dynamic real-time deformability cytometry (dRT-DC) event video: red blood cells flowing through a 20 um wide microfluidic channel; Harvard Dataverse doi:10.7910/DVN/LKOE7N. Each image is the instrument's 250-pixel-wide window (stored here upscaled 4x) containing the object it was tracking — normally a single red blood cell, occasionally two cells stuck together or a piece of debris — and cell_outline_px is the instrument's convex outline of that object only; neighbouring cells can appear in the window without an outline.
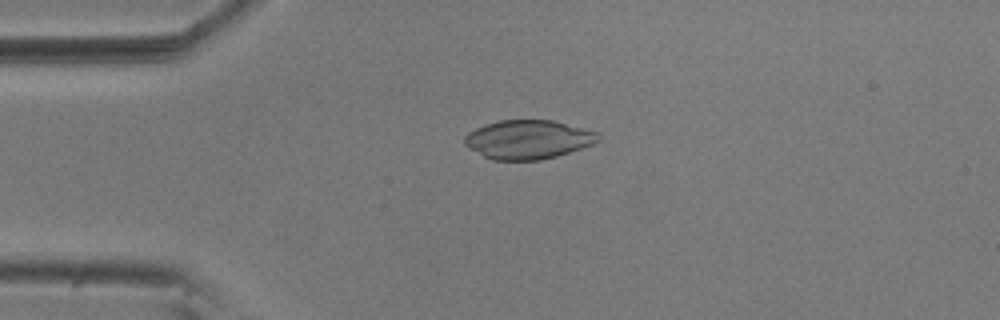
{"species": "common noctule bat (a hibernating species)", "species_latin": "Nyctalus noctula", "temperature_condition": "room temperature", "stored_images_in_passage": 18, "camera_frame_rate_fps": 3000, "um_per_image_px": 0.085, "animal": {"sex": "male", "body_mass_g": 20.5, "forearm_length_mm": 52.5}, "frame": {"image": 1, "passage_image": 2, "time_ms": 0.333, "image_size_px": [1000, 320], "cell_outline_px": [[600, 140], [592, 144], [556, 156], [540, 160], [492, 160], [468, 148], [464, 144], [464, 136], [468, 132], [484, 124], [500, 120], [552, 120], [596, 132], [600, 136]], "centroid_in_image_um": [44.84, 11.86], "position_along_channel_um": 40.2, "area_um2": 30.11}}
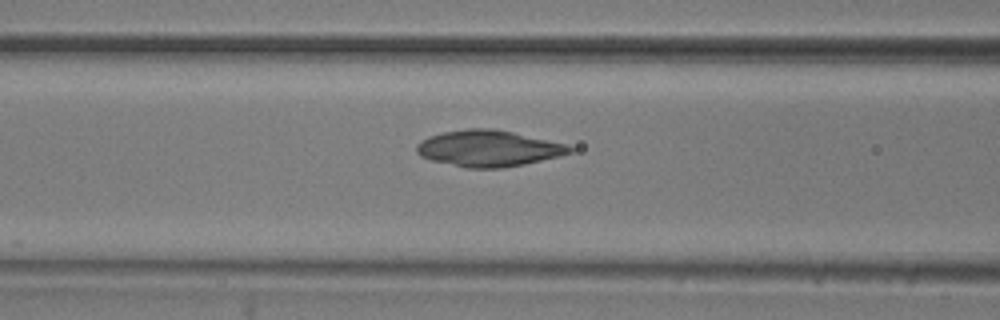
{"frame": {"image": 2, "passage_image": 11, "time_ms": 3.333, "image_size_px": [1000, 320], "cell_outline_px": [[576, 148], [572, 152], [560, 156], [524, 164], [500, 168], [464, 168], [432, 160], [420, 156], [416, 152], [416, 144], [420, 140], [428, 136], [444, 132], [468, 128], [492, 128], [512, 132], [568, 144]], "centroid_in_image_um": [41.52, 12.61], "position_along_channel_um": 125.1, "area_um2": 32.48}}
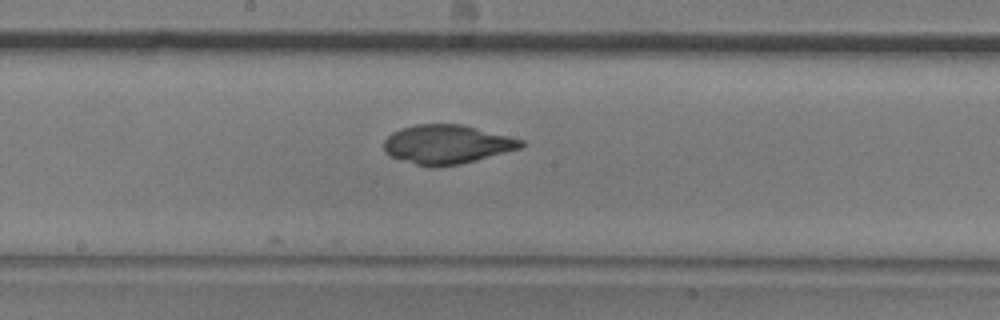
{"frame": {"image": 3, "passage_image": 18, "time_ms": 5.667, "image_size_px": [1000, 320], "cell_outline_px": [[524, 144], [520, 148], [476, 160], [460, 164], [432, 168], [428, 168], [392, 156], [384, 152], [384, 140], [392, 132], [400, 128], [416, 124], [460, 124], [524, 140]], "centroid_in_image_um": [37.95, 12.27], "position_along_channel_um": 210.2, "area_um2": 30.98}}